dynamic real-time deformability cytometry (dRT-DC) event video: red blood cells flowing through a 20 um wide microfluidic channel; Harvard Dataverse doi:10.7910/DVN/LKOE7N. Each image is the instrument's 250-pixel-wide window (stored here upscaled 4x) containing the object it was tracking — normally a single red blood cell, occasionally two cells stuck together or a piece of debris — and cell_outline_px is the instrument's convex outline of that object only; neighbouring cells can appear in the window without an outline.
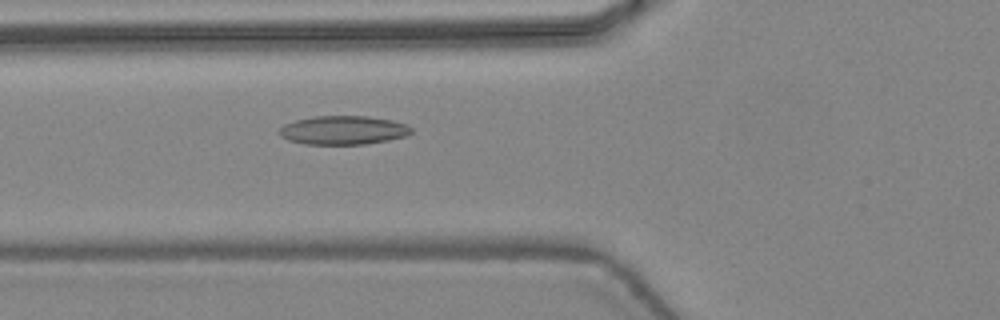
{"species": "common noctule bat (a hibernating species)", "species_latin": "Nyctalus noctula", "temperature_condition": "warm", "stored_images_in_passage": 42, "camera_frame_rate_fps": 3000, "um_per_image_px": 0.085, "animal": {"sex": "female", "body_mass_g": 24.6, "forearm_length_mm": 56.2}, "frame": {"image": 1, "passage_image": 14, "time_ms": 4.333, "image_size_px": [1000, 320], "cell_outline_px": [[412, 132], [408, 136], [388, 140], [364, 144], [304, 144], [288, 140], [280, 136], [276, 132], [284, 124], [296, 120], [316, 116], [368, 116], [392, 120], [408, 124], [412, 128]], "centroid_in_image_um": [29.18, 11.06], "position_along_channel_um": 96.6, "area_um2": 22.31}}
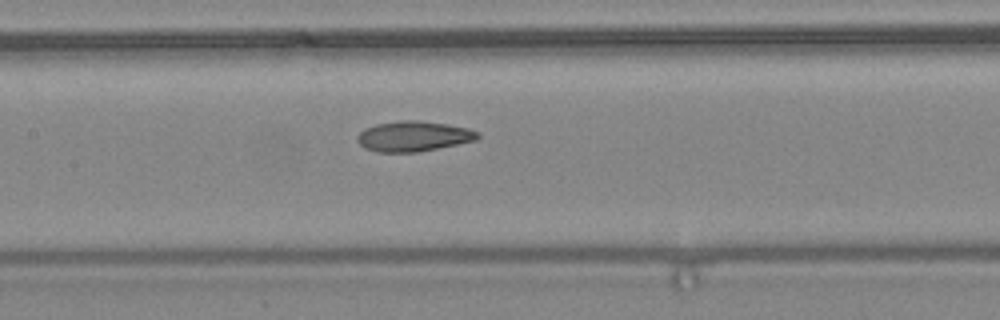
{"frame": {"image": 2, "passage_image": 19, "time_ms": 6.0, "image_size_px": [1000, 320], "cell_outline_px": [[480, 136], [476, 140], [416, 152], [376, 152], [364, 148], [356, 140], [356, 136], [364, 128], [376, 124], [400, 120], [420, 120], [448, 124], [468, 128], [480, 132]], "centroid_in_image_um": [35.12, 11.57], "position_along_channel_um": 172.3, "area_um2": 21.33}}
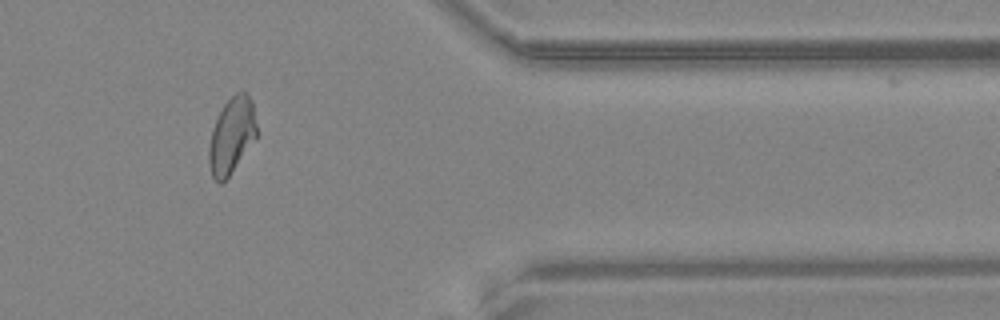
{"frame": {"image": 3, "passage_image": 35, "time_ms": 11.333, "image_size_px": [1000, 320], "cell_outline_px": [[256, 136], [228, 176], [220, 184], [212, 176], [208, 164], [208, 148], [212, 128], [224, 104], [236, 92], [244, 92], [252, 100], [256, 124]], "centroid_in_image_um": [19.66, 11.51], "position_along_channel_um": 391.7, "area_um2": 20.63}, "authors_computed_cell_mechanics": {"area_um2": 21.5305, "velocity_mm_per_s": 4.4857, "shape_relaxation_time_tau1_ms": null, "shape_relaxation_time_tau2_ms": 2.16, "deformation_change_tau1": null, "deformation_change_tau2": 0.084}}